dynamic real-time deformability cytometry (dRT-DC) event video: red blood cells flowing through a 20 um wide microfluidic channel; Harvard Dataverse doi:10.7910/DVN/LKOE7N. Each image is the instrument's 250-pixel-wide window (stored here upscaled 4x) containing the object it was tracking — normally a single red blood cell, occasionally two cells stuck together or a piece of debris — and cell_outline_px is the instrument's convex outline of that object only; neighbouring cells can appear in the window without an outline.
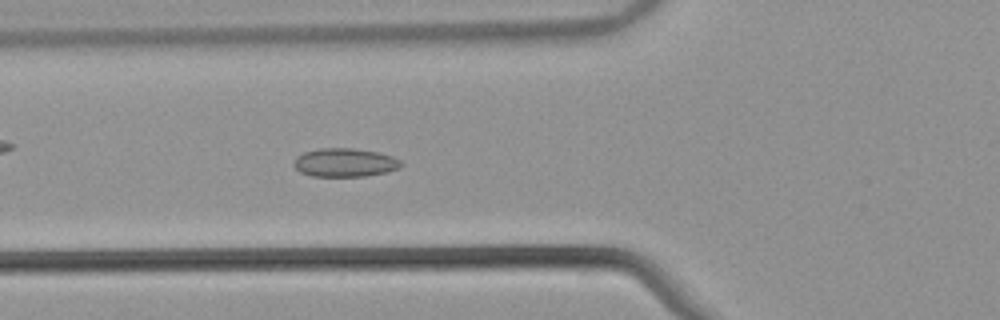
{"species": "common noctule bat (a hibernating species)", "species_latin": "Nyctalus noctula", "temperature_condition": "warm", "stored_images_in_passage": 45, "camera_frame_rate_fps": 3000, "um_per_image_px": 0.085, "animal": {"sex": "male", "body_mass_g": 21.5, "forearm_length_mm": 52.0}, "frame": {"image": 1, "passage_image": 12, "time_ms": 3.667, "image_size_px": [1000, 320], "cell_outline_px": [[404, 164], [400, 168], [388, 172], [364, 176], [312, 176], [300, 172], [292, 164], [296, 156], [304, 152], [320, 148], [352, 148], [380, 152], [392, 156], [400, 160]], "centroid_in_image_um": [29.33, 13.81], "position_along_channel_um": 96.5, "area_um2": 18.03}}
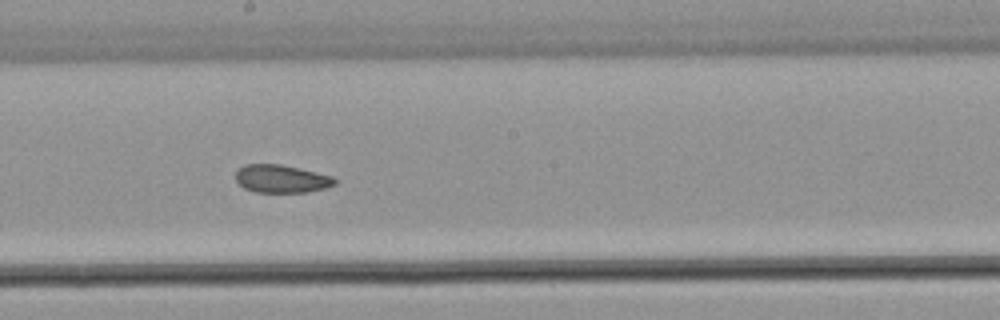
{"frame": {"image": 2, "passage_image": 22, "time_ms": 7.0, "image_size_px": [1000, 320], "cell_outline_px": [[336, 184], [324, 188], [308, 192], [256, 192], [244, 188], [236, 180], [236, 172], [244, 164], [280, 164], [300, 168], [336, 176]], "centroid_in_image_um": [23.96, 15.19], "position_along_channel_um": 224.2, "area_um2": 16.24}}
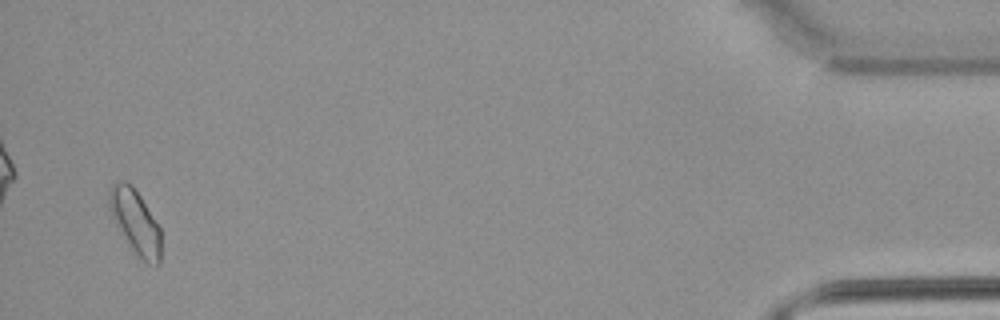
{"frame": {"image": 3, "passage_image": 44, "time_ms": 14.333, "image_size_px": [1000, 320], "cell_outline_px": [[160, 264], [148, 264], [136, 256], [128, 244], [116, 224], [112, 216], [108, 204], [108, 192], [112, 184], [120, 180], [124, 180], [140, 196], [160, 228]], "centroid_in_image_um": [11.49, 18.88], "position_along_channel_um": 423.7, "area_um2": 19.07}, "authors_computed_cell_mechanics": {"area_um2": 16.9932, "velocity_mm_per_s": 3.8434, "shape_relaxation_time_tau1_ms": null, "shape_relaxation_time_tau2_ms": 2.5813, "deformation_change_tau1": null, "deformation_change_tau2": 0.0724}}